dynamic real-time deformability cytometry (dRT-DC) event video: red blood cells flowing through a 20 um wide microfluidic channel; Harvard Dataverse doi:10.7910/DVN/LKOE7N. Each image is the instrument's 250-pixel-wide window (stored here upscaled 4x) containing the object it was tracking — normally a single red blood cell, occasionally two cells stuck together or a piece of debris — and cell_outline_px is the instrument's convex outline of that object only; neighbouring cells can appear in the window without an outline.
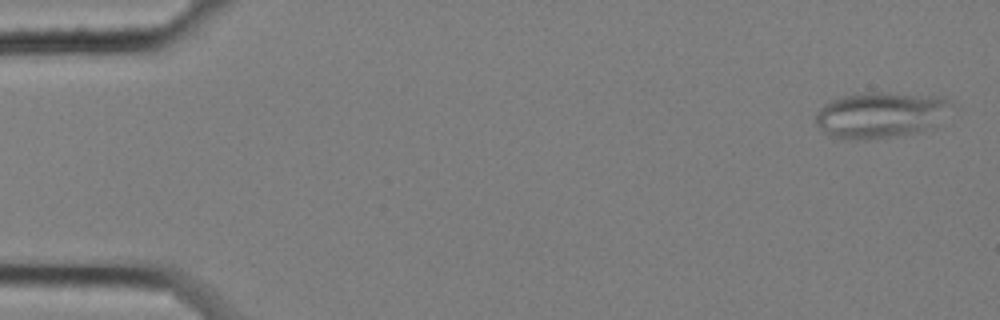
{"species": "common noctule bat (a hibernating species)", "species_latin": "Nyctalus noctula", "temperature_condition": "cold", "stored_images_in_passage": 6, "camera_frame_rate_fps": 3000, "um_per_image_px": 0.085, "animal": {"sex": "female", "body_mass_g": 25.1}, "frame": {"image": 1, "passage_image": 1, "time_ms": 0.0, "image_size_px": [1000, 320], "cell_outline_px": [[952, 104], [936, 128], [904, 136], [864, 140], [856, 140], [832, 136], [824, 132], [816, 124], [816, 116], [820, 108], [824, 104], [832, 100], [844, 96], [872, 92], [880, 92], [944, 96]], "centroid_in_image_um": [74.91, 9.79], "position_along_channel_um": 10.1, "area_um2": 36.7}}